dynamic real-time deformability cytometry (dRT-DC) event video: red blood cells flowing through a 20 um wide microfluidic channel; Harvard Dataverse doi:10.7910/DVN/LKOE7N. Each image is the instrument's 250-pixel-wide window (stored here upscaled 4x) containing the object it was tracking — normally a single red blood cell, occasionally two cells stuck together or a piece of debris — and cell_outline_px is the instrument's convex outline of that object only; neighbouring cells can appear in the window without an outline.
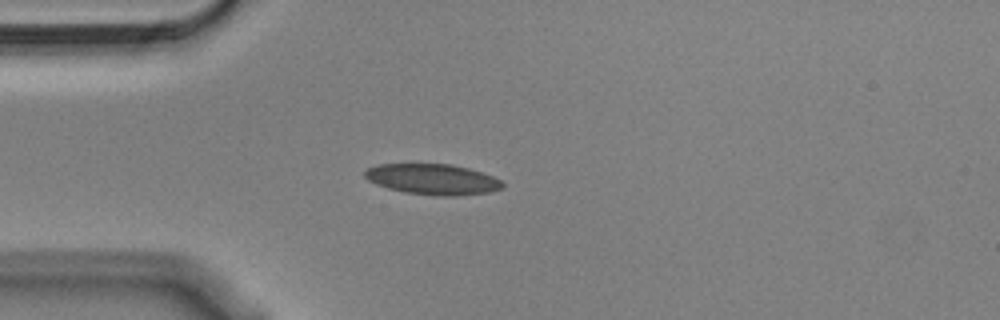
{"species": "Egyptian fruit bat (a non-hibernating species)", "species_latin": "Rousettus aegyptiacus", "temperature_condition": "cold", "stored_images_in_passage": 42, "camera_frame_rate_fps": 3000, "um_per_image_px": 0.085, "animal": {"sex": "male"}, "frame": {"image": 1, "passage_image": 1, "time_ms": 0.0, "image_size_px": [1000, 320], "cell_outline_px": [[504, 188], [488, 192], [456, 196], [436, 196], [404, 192], [388, 188], [376, 184], [368, 180], [364, 176], [364, 172], [368, 168], [380, 164], [452, 164], [468, 168], [492, 176], [500, 180], [504, 184]], "centroid_in_image_um": [36.78, 15.24], "position_along_channel_um": 48.2, "area_um2": 24.57}}
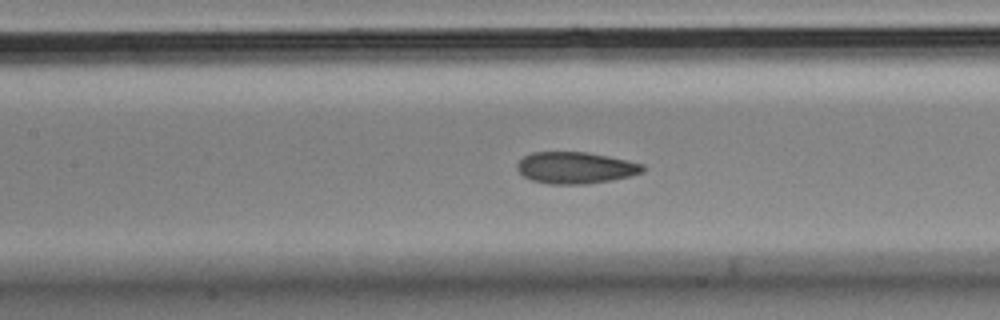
{"frame": {"image": 2, "passage_image": 11, "time_ms": 3.333, "image_size_px": [1000, 320], "cell_outline_px": [[644, 172], [612, 180], [584, 184], [548, 184], [532, 180], [524, 176], [516, 168], [516, 164], [524, 156], [532, 152], [588, 152], [608, 156], [644, 164]], "centroid_in_image_um": [48.91, 14.26], "position_along_channel_um": 158.5, "area_um2": 23.12}}
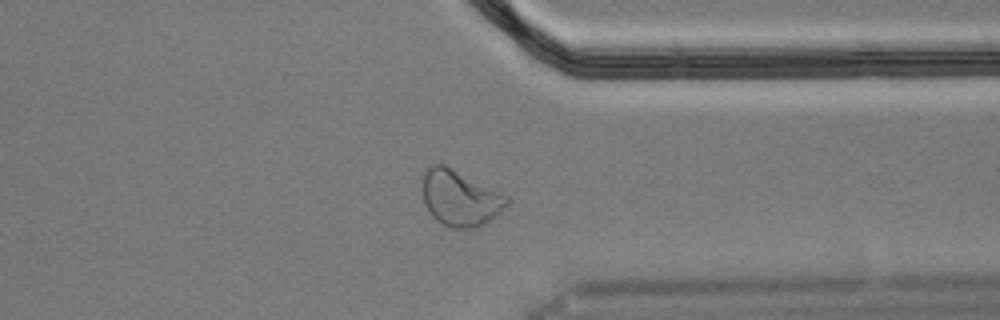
{"frame": {"image": 3, "passage_image": 29, "time_ms": 9.333, "image_size_px": [1000, 320], "cell_outline_px": [[512, 200], [496, 216], [480, 228], [452, 228], [436, 220], [428, 212], [424, 204], [420, 188], [424, 172], [428, 164], [444, 164], [508, 196]], "centroid_in_image_um": [39.06, 16.84], "position_along_channel_um": 372.3, "area_um2": 27.92}, "authors_computed_cell_mechanics": {"area_um2": 24.6228, "velocity_mm_per_s": 3.6151, "shape_relaxation_time_tau1_ms": null, "shape_relaxation_time_tau2_ms": 1.7867, "deformation_change_tau1": null, "deformation_change_tau2": 0.0676}}